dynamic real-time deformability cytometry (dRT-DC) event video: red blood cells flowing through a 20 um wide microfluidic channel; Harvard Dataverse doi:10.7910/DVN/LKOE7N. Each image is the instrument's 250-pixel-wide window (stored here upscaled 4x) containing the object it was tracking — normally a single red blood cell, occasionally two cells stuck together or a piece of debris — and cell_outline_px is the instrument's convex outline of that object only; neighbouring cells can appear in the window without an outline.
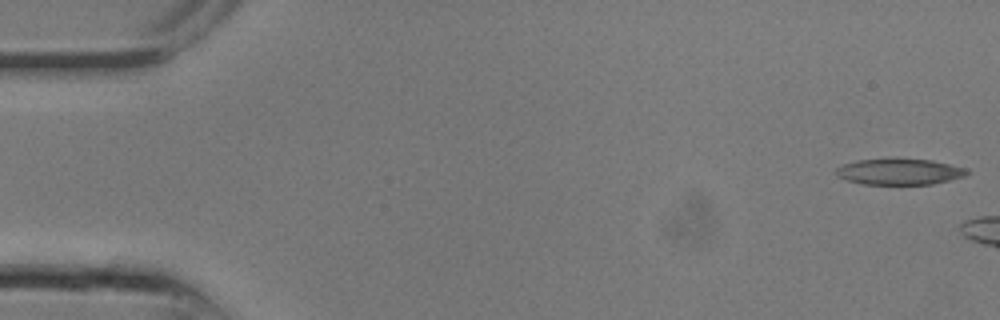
{"species": "common noctule bat (a hibernating species)", "species_latin": "Nyctalus noctula", "temperature_condition": "room temperature", "stored_images_in_passage": 6, "camera_frame_rate_fps": 3000, "um_per_image_px": 0.085, "animal": {"sex": "male", "body_mass_g": 13.3}, "frame": {"image": 1, "passage_image": 1, "time_ms": 0.0, "image_size_px": [1000, 320], "cell_outline_px": [[968, 172], [964, 176], [932, 184], [864, 184], [848, 180], [836, 176], [836, 168], [844, 164], [856, 160], [932, 160], [968, 168]], "centroid_in_image_um": [76.46, 14.61], "position_along_channel_um": 8.5, "area_um2": 19.36}}